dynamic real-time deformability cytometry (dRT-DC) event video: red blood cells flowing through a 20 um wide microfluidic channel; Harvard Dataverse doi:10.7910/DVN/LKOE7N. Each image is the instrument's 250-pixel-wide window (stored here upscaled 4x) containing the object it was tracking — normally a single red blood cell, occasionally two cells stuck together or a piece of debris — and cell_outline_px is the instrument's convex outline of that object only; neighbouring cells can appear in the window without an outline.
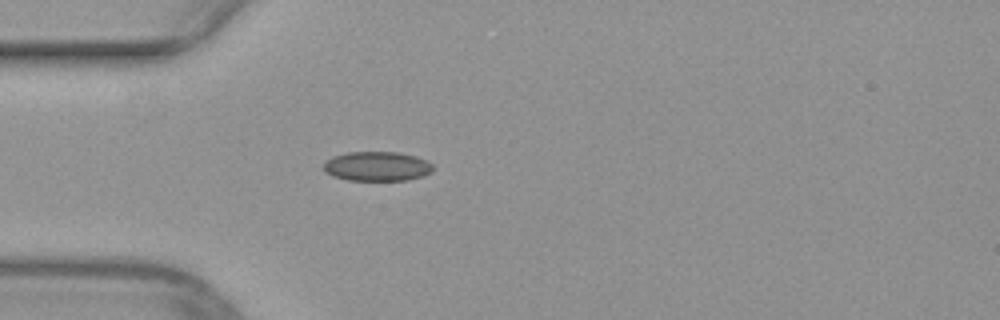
{"species": "common noctule bat (a hibernating species)", "species_latin": "Nyctalus noctula", "temperature_condition": "warm", "stored_images_in_passage": 37, "camera_frame_rate_fps": 3000, "um_per_image_px": 0.085, "animal": {"sex": "female", "body_mass_g": 29.2, "forearm_length_mm": 56.3}, "frame": {"image": 1, "passage_image": 1, "time_ms": 0.0, "image_size_px": [1000, 320], "cell_outline_px": [[432, 172], [424, 176], [408, 180], [348, 180], [332, 176], [324, 172], [324, 160], [332, 156], [348, 152], [400, 152], [416, 156], [428, 160], [432, 164]], "centroid_in_image_um": [32.05, 14.13], "position_along_channel_um": 53.0, "area_um2": 19.07}}
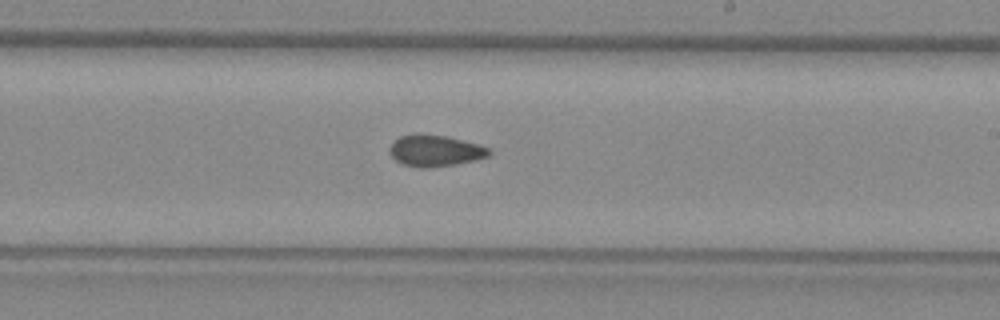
{"frame": {"image": 2, "passage_image": 16, "time_ms": 5.0, "image_size_px": [1000, 320], "cell_outline_px": [[492, 152], [488, 156], [476, 160], [456, 164], [428, 168], [420, 168], [404, 164], [396, 160], [388, 152], [388, 148], [400, 136], [444, 136], [476, 144], [488, 148]], "centroid_in_image_um": [36.99, 12.86], "position_along_channel_um": 252.0, "area_um2": 17.51}}
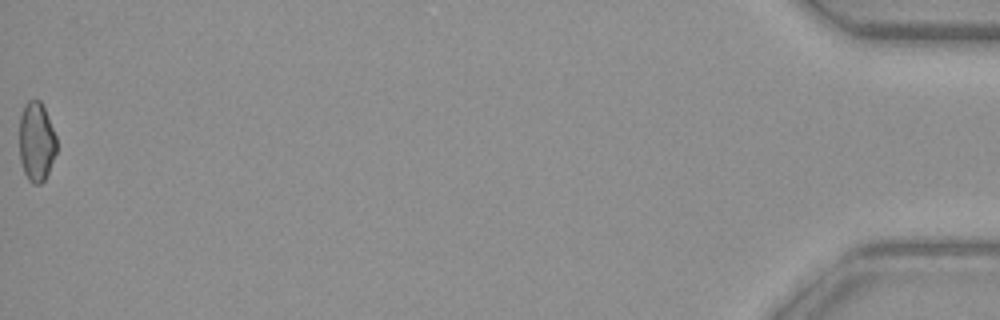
{"frame": {"image": 3, "passage_image": 37, "time_ms": 12.0, "image_size_px": [1000, 320], "cell_outline_px": [[56, 152], [48, 172], [44, 180], [40, 184], [32, 184], [28, 180], [24, 172], [20, 160], [20, 116], [24, 104], [28, 100], [40, 100], [44, 108], [56, 136]], "centroid_in_image_um": [3.08, 12.05], "position_along_channel_um": 432.1, "area_um2": 17.11}}